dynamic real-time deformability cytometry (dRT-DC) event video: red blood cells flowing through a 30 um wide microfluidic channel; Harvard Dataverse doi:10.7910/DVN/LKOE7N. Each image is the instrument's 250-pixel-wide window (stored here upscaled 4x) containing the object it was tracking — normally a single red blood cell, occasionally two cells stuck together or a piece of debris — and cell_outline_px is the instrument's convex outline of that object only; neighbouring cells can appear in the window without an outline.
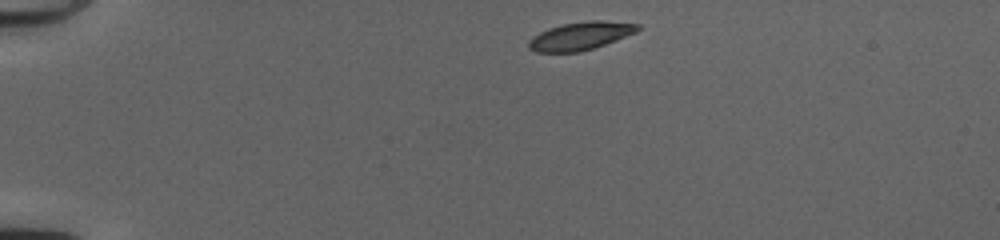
{"species": "common noctule bat (a hibernating species)", "species_latin": "Nyctalus noctula", "temperature_condition": "cold", "stored_images_in_passage": 41, "camera_frame_rate_fps": 3000, "um_per_image_px": 0.085, "animal": {"sex": "female", "body_mass_g": 20.0, "forearm_length_mm": 54.0}, "frame": {"image": 1, "passage_image": 1, "time_ms": 0.0, "image_size_px": [1000, 240], "cell_outline_px": [[640, 28], [636, 32], [604, 44], [580, 52], [536, 52], [528, 48], [528, 40], [532, 36], [548, 28], [564, 24], [588, 20], [600, 20], [640, 24]], "centroid_in_image_um": [49.3, 3.05], "position_along_channel_um": 35.7, "area_um2": 17.69}}
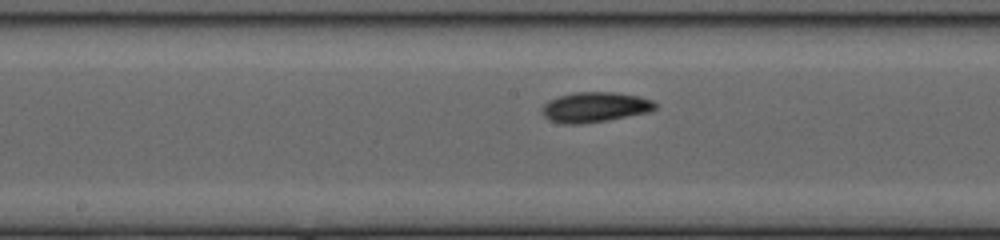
{"frame": {"image": 2, "passage_image": 18, "time_ms": 5.667, "image_size_px": [1000, 240], "cell_outline_px": [[656, 108], [648, 112], [608, 120], [580, 124], [564, 124], [548, 120], [540, 112], [540, 108], [548, 100], [560, 96], [576, 92], [616, 92], [636, 96], [652, 100], [656, 104]], "centroid_in_image_um": [50.51, 9.11], "position_along_channel_um": 197.7, "area_um2": 19.88}}
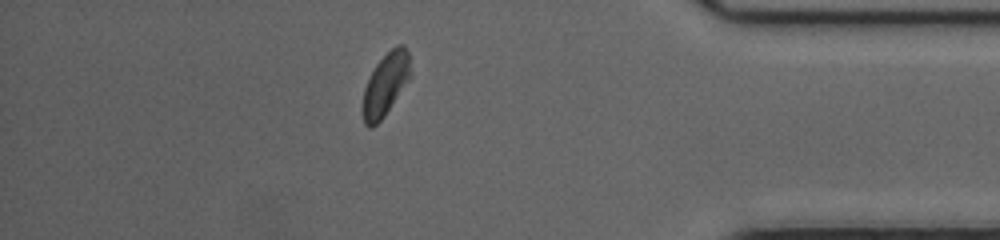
{"frame": {"image": 3, "passage_image": 35, "time_ms": 11.333, "image_size_px": [1000, 240], "cell_outline_px": [[412, 72], [384, 116], [372, 128], [368, 128], [364, 124], [364, 88], [376, 64], [396, 44], [404, 44], [408, 52]], "centroid_in_image_um": [32.79, 7.13], "position_along_channel_um": 402.4, "area_um2": 16.82}, "authors_computed_cell_mechanics": {"area_um2": 18.3804, "velocity_mm_per_s": 4.0964, "shape_relaxation_time_tau1_ms": 2.8106, "shape_relaxation_time_tau2_ms": 3.4073, "deformation_change_tau1": 0.1305, "deformation_change_tau2": 0.0867}}